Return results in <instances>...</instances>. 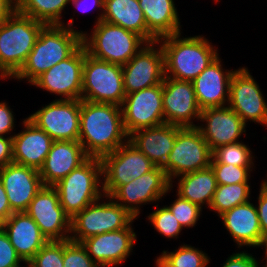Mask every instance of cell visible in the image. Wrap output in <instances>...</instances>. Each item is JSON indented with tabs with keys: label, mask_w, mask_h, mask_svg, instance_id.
Here are the masks:
<instances>
[{
	"label": "cell",
	"mask_w": 267,
	"mask_h": 267,
	"mask_svg": "<svg viewBox=\"0 0 267 267\" xmlns=\"http://www.w3.org/2000/svg\"><path fill=\"white\" fill-rule=\"evenodd\" d=\"M128 140L121 106L81 100L78 141L89 157L101 158Z\"/></svg>",
	"instance_id": "obj_1"
},
{
	"label": "cell",
	"mask_w": 267,
	"mask_h": 267,
	"mask_svg": "<svg viewBox=\"0 0 267 267\" xmlns=\"http://www.w3.org/2000/svg\"><path fill=\"white\" fill-rule=\"evenodd\" d=\"M181 33L158 39L164 54L165 77L193 81L219 56V49L204 35L184 38Z\"/></svg>",
	"instance_id": "obj_2"
},
{
	"label": "cell",
	"mask_w": 267,
	"mask_h": 267,
	"mask_svg": "<svg viewBox=\"0 0 267 267\" xmlns=\"http://www.w3.org/2000/svg\"><path fill=\"white\" fill-rule=\"evenodd\" d=\"M82 45V31L45 25L20 71L12 78L31 85L40 75L70 57Z\"/></svg>",
	"instance_id": "obj_3"
},
{
	"label": "cell",
	"mask_w": 267,
	"mask_h": 267,
	"mask_svg": "<svg viewBox=\"0 0 267 267\" xmlns=\"http://www.w3.org/2000/svg\"><path fill=\"white\" fill-rule=\"evenodd\" d=\"M44 26L17 10L0 24V80H10L20 71Z\"/></svg>",
	"instance_id": "obj_4"
},
{
	"label": "cell",
	"mask_w": 267,
	"mask_h": 267,
	"mask_svg": "<svg viewBox=\"0 0 267 267\" xmlns=\"http://www.w3.org/2000/svg\"><path fill=\"white\" fill-rule=\"evenodd\" d=\"M92 32L82 31V44L94 58L125 65L148 42L136 32L106 21L94 24Z\"/></svg>",
	"instance_id": "obj_5"
},
{
	"label": "cell",
	"mask_w": 267,
	"mask_h": 267,
	"mask_svg": "<svg viewBox=\"0 0 267 267\" xmlns=\"http://www.w3.org/2000/svg\"><path fill=\"white\" fill-rule=\"evenodd\" d=\"M101 178L100 158L89 157L53 186L58 192L61 206L71 219L90 203L103 196Z\"/></svg>",
	"instance_id": "obj_6"
},
{
	"label": "cell",
	"mask_w": 267,
	"mask_h": 267,
	"mask_svg": "<svg viewBox=\"0 0 267 267\" xmlns=\"http://www.w3.org/2000/svg\"><path fill=\"white\" fill-rule=\"evenodd\" d=\"M136 219L110 196L103 194L71 219L69 239L81 243L91 236L124 229Z\"/></svg>",
	"instance_id": "obj_7"
},
{
	"label": "cell",
	"mask_w": 267,
	"mask_h": 267,
	"mask_svg": "<svg viewBox=\"0 0 267 267\" xmlns=\"http://www.w3.org/2000/svg\"><path fill=\"white\" fill-rule=\"evenodd\" d=\"M125 96L122 65L94 58L86 51L81 100L122 106Z\"/></svg>",
	"instance_id": "obj_8"
},
{
	"label": "cell",
	"mask_w": 267,
	"mask_h": 267,
	"mask_svg": "<svg viewBox=\"0 0 267 267\" xmlns=\"http://www.w3.org/2000/svg\"><path fill=\"white\" fill-rule=\"evenodd\" d=\"M212 150L197 127H183L177 134L171 153L161 167L171 185L180 175L210 167Z\"/></svg>",
	"instance_id": "obj_9"
},
{
	"label": "cell",
	"mask_w": 267,
	"mask_h": 267,
	"mask_svg": "<svg viewBox=\"0 0 267 267\" xmlns=\"http://www.w3.org/2000/svg\"><path fill=\"white\" fill-rule=\"evenodd\" d=\"M103 193L110 196L119 186L151 171L155 165L129 140L100 158Z\"/></svg>",
	"instance_id": "obj_10"
},
{
	"label": "cell",
	"mask_w": 267,
	"mask_h": 267,
	"mask_svg": "<svg viewBox=\"0 0 267 267\" xmlns=\"http://www.w3.org/2000/svg\"><path fill=\"white\" fill-rule=\"evenodd\" d=\"M175 187L171 185L165 171L155 166L151 171L119 186L110 197L127 209L134 217L139 218L143 205L160 202L162 197Z\"/></svg>",
	"instance_id": "obj_11"
},
{
	"label": "cell",
	"mask_w": 267,
	"mask_h": 267,
	"mask_svg": "<svg viewBox=\"0 0 267 267\" xmlns=\"http://www.w3.org/2000/svg\"><path fill=\"white\" fill-rule=\"evenodd\" d=\"M81 100H53L27 116L53 141H78Z\"/></svg>",
	"instance_id": "obj_12"
},
{
	"label": "cell",
	"mask_w": 267,
	"mask_h": 267,
	"mask_svg": "<svg viewBox=\"0 0 267 267\" xmlns=\"http://www.w3.org/2000/svg\"><path fill=\"white\" fill-rule=\"evenodd\" d=\"M85 55L82 44L70 57L52 66L31 85L60 96V100H81Z\"/></svg>",
	"instance_id": "obj_13"
},
{
	"label": "cell",
	"mask_w": 267,
	"mask_h": 267,
	"mask_svg": "<svg viewBox=\"0 0 267 267\" xmlns=\"http://www.w3.org/2000/svg\"><path fill=\"white\" fill-rule=\"evenodd\" d=\"M228 106L244 123H258L267 127V101L248 67H239L229 85Z\"/></svg>",
	"instance_id": "obj_14"
},
{
	"label": "cell",
	"mask_w": 267,
	"mask_h": 267,
	"mask_svg": "<svg viewBox=\"0 0 267 267\" xmlns=\"http://www.w3.org/2000/svg\"><path fill=\"white\" fill-rule=\"evenodd\" d=\"M122 72L126 94L163 83L165 78L164 54L158 40L148 42L143 46L122 66Z\"/></svg>",
	"instance_id": "obj_15"
},
{
	"label": "cell",
	"mask_w": 267,
	"mask_h": 267,
	"mask_svg": "<svg viewBox=\"0 0 267 267\" xmlns=\"http://www.w3.org/2000/svg\"><path fill=\"white\" fill-rule=\"evenodd\" d=\"M162 94L163 83L126 94L121 108L128 136L139 129L165 124Z\"/></svg>",
	"instance_id": "obj_16"
},
{
	"label": "cell",
	"mask_w": 267,
	"mask_h": 267,
	"mask_svg": "<svg viewBox=\"0 0 267 267\" xmlns=\"http://www.w3.org/2000/svg\"><path fill=\"white\" fill-rule=\"evenodd\" d=\"M48 241L68 240L71 218L65 213L53 186H43L25 211Z\"/></svg>",
	"instance_id": "obj_17"
},
{
	"label": "cell",
	"mask_w": 267,
	"mask_h": 267,
	"mask_svg": "<svg viewBox=\"0 0 267 267\" xmlns=\"http://www.w3.org/2000/svg\"><path fill=\"white\" fill-rule=\"evenodd\" d=\"M162 103L166 124L182 128L198 126L201 109L196 99L192 81H181L165 77ZM195 121L198 123L195 124Z\"/></svg>",
	"instance_id": "obj_18"
},
{
	"label": "cell",
	"mask_w": 267,
	"mask_h": 267,
	"mask_svg": "<svg viewBox=\"0 0 267 267\" xmlns=\"http://www.w3.org/2000/svg\"><path fill=\"white\" fill-rule=\"evenodd\" d=\"M134 229L130 224L124 229L91 236L81 243L99 267H118L133 252L137 241Z\"/></svg>",
	"instance_id": "obj_19"
},
{
	"label": "cell",
	"mask_w": 267,
	"mask_h": 267,
	"mask_svg": "<svg viewBox=\"0 0 267 267\" xmlns=\"http://www.w3.org/2000/svg\"><path fill=\"white\" fill-rule=\"evenodd\" d=\"M198 124L204 140L212 152L223 145L239 142L246 136V124L229 106L201 110Z\"/></svg>",
	"instance_id": "obj_20"
},
{
	"label": "cell",
	"mask_w": 267,
	"mask_h": 267,
	"mask_svg": "<svg viewBox=\"0 0 267 267\" xmlns=\"http://www.w3.org/2000/svg\"><path fill=\"white\" fill-rule=\"evenodd\" d=\"M0 179L13 212H25L44 186L38 170L14 162L0 168Z\"/></svg>",
	"instance_id": "obj_21"
},
{
	"label": "cell",
	"mask_w": 267,
	"mask_h": 267,
	"mask_svg": "<svg viewBox=\"0 0 267 267\" xmlns=\"http://www.w3.org/2000/svg\"><path fill=\"white\" fill-rule=\"evenodd\" d=\"M218 56L192 82L201 110L228 106L229 85L237 69L225 70Z\"/></svg>",
	"instance_id": "obj_22"
},
{
	"label": "cell",
	"mask_w": 267,
	"mask_h": 267,
	"mask_svg": "<svg viewBox=\"0 0 267 267\" xmlns=\"http://www.w3.org/2000/svg\"><path fill=\"white\" fill-rule=\"evenodd\" d=\"M89 156L79 141H54L39 174L44 186H54Z\"/></svg>",
	"instance_id": "obj_23"
},
{
	"label": "cell",
	"mask_w": 267,
	"mask_h": 267,
	"mask_svg": "<svg viewBox=\"0 0 267 267\" xmlns=\"http://www.w3.org/2000/svg\"><path fill=\"white\" fill-rule=\"evenodd\" d=\"M21 124L23 131L12 137L13 162L39 171L54 141L28 118Z\"/></svg>",
	"instance_id": "obj_24"
},
{
	"label": "cell",
	"mask_w": 267,
	"mask_h": 267,
	"mask_svg": "<svg viewBox=\"0 0 267 267\" xmlns=\"http://www.w3.org/2000/svg\"><path fill=\"white\" fill-rule=\"evenodd\" d=\"M237 248L263 247V235L256 207L253 203L237 205L219 216Z\"/></svg>",
	"instance_id": "obj_25"
},
{
	"label": "cell",
	"mask_w": 267,
	"mask_h": 267,
	"mask_svg": "<svg viewBox=\"0 0 267 267\" xmlns=\"http://www.w3.org/2000/svg\"><path fill=\"white\" fill-rule=\"evenodd\" d=\"M2 228L25 264L48 242L36 222L26 212H14L2 223Z\"/></svg>",
	"instance_id": "obj_26"
},
{
	"label": "cell",
	"mask_w": 267,
	"mask_h": 267,
	"mask_svg": "<svg viewBox=\"0 0 267 267\" xmlns=\"http://www.w3.org/2000/svg\"><path fill=\"white\" fill-rule=\"evenodd\" d=\"M182 127L163 124L139 129L129 136L133 143L157 167H162L175 143L176 134Z\"/></svg>",
	"instance_id": "obj_27"
},
{
	"label": "cell",
	"mask_w": 267,
	"mask_h": 267,
	"mask_svg": "<svg viewBox=\"0 0 267 267\" xmlns=\"http://www.w3.org/2000/svg\"><path fill=\"white\" fill-rule=\"evenodd\" d=\"M102 20L136 32L147 42L158 40L147 29L138 0H104Z\"/></svg>",
	"instance_id": "obj_28"
},
{
	"label": "cell",
	"mask_w": 267,
	"mask_h": 267,
	"mask_svg": "<svg viewBox=\"0 0 267 267\" xmlns=\"http://www.w3.org/2000/svg\"><path fill=\"white\" fill-rule=\"evenodd\" d=\"M147 29L157 38L182 32L174 0H138Z\"/></svg>",
	"instance_id": "obj_29"
},
{
	"label": "cell",
	"mask_w": 267,
	"mask_h": 267,
	"mask_svg": "<svg viewBox=\"0 0 267 267\" xmlns=\"http://www.w3.org/2000/svg\"><path fill=\"white\" fill-rule=\"evenodd\" d=\"M175 179L178 182L175 183L177 184L176 193L178 195L201 208L208 207L209 209L217 188L215 173L211 166L180 175Z\"/></svg>",
	"instance_id": "obj_30"
},
{
	"label": "cell",
	"mask_w": 267,
	"mask_h": 267,
	"mask_svg": "<svg viewBox=\"0 0 267 267\" xmlns=\"http://www.w3.org/2000/svg\"><path fill=\"white\" fill-rule=\"evenodd\" d=\"M70 2L71 0H16V10L45 25H62L75 29L73 17L65 23L62 16Z\"/></svg>",
	"instance_id": "obj_31"
},
{
	"label": "cell",
	"mask_w": 267,
	"mask_h": 267,
	"mask_svg": "<svg viewBox=\"0 0 267 267\" xmlns=\"http://www.w3.org/2000/svg\"><path fill=\"white\" fill-rule=\"evenodd\" d=\"M251 183H235L229 185H217L209 206L210 211L217 213L218 217L237 205L251 200Z\"/></svg>",
	"instance_id": "obj_32"
},
{
	"label": "cell",
	"mask_w": 267,
	"mask_h": 267,
	"mask_svg": "<svg viewBox=\"0 0 267 267\" xmlns=\"http://www.w3.org/2000/svg\"><path fill=\"white\" fill-rule=\"evenodd\" d=\"M160 256L171 267H208L211 260L204 251L185 243L170 252L163 250Z\"/></svg>",
	"instance_id": "obj_33"
},
{
	"label": "cell",
	"mask_w": 267,
	"mask_h": 267,
	"mask_svg": "<svg viewBox=\"0 0 267 267\" xmlns=\"http://www.w3.org/2000/svg\"><path fill=\"white\" fill-rule=\"evenodd\" d=\"M253 152L244 142L239 141L232 144H226L216 148L212 152L211 163L232 164L239 167L254 166Z\"/></svg>",
	"instance_id": "obj_34"
},
{
	"label": "cell",
	"mask_w": 267,
	"mask_h": 267,
	"mask_svg": "<svg viewBox=\"0 0 267 267\" xmlns=\"http://www.w3.org/2000/svg\"><path fill=\"white\" fill-rule=\"evenodd\" d=\"M158 206L159 204L157 203L155 205L156 209L146 216L148 217L147 220L160 235L169 239H178L179 234L181 235V231L184 230L183 227L166 205Z\"/></svg>",
	"instance_id": "obj_35"
},
{
	"label": "cell",
	"mask_w": 267,
	"mask_h": 267,
	"mask_svg": "<svg viewBox=\"0 0 267 267\" xmlns=\"http://www.w3.org/2000/svg\"><path fill=\"white\" fill-rule=\"evenodd\" d=\"M176 196L177 198L172 201L169 206H166L171 210L176 220L179 221L183 229H190L197 226L196 224L199 221L203 208H201L197 204L191 203L185 198H182L178 194H176Z\"/></svg>",
	"instance_id": "obj_36"
},
{
	"label": "cell",
	"mask_w": 267,
	"mask_h": 267,
	"mask_svg": "<svg viewBox=\"0 0 267 267\" xmlns=\"http://www.w3.org/2000/svg\"><path fill=\"white\" fill-rule=\"evenodd\" d=\"M26 267H64L63 241H48Z\"/></svg>",
	"instance_id": "obj_37"
},
{
	"label": "cell",
	"mask_w": 267,
	"mask_h": 267,
	"mask_svg": "<svg viewBox=\"0 0 267 267\" xmlns=\"http://www.w3.org/2000/svg\"><path fill=\"white\" fill-rule=\"evenodd\" d=\"M214 170L217 185H229L235 183H249L250 172H253L254 167H239L232 164L211 163Z\"/></svg>",
	"instance_id": "obj_38"
},
{
	"label": "cell",
	"mask_w": 267,
	"mask_h": 267,
	"mask_svg": "<svg viewBox=\"0 0 267 267\" xmlns=\"http://www.w3.org/2000/svg\"><path fill=\"white\" fill-rule=\"evenodd\" d=\"M63 266L64 267H99L88 255L82 243L63 241Z\"/></svg>",
	"instance_id": "obj_39"
},
{
	"label": "cell",
	"mask_w": 267,
	"mask_h": 267,
	"mask_svg": "<svg viewBox=\"0 0 267 267\" xmlns=\"http://www.w3.org/2000/svg\"><path fill=\"white\" fill-rule=\"evenodd\" d=\"M22 263L24 264L10 243L8 235L0 228V267H22Z\"/></svg>",
	"instance_id": "obj_40"
},
{
	"label": "cell",
	"mask_w": 267,
	"mask_h": 267,
	"mask_svg": "<svg viewBox=\"0 0 267 267\" xmlns=\"http://www.w3.org/2000/svg\"><path fill=\"white\" fill-rule=\"evenodd\" d=\"M8 104L9 103H6V101H0V136L6 137L7 135V137H13V135L15 134V132L13 133V130L16 126L14 118L15 113Z\"/></svg>",
	"instance_id": "obj_41"
},
{
	"label": "cell",
	"mask_w": 267,
	"mask_h": 267,
	"mask_svg": "<svg viewBox=\"0 0 267 267\" xmlns=\"http://www.w3.org/2000/svg\"><path fill=\"white\" fill-rule=\"evenodd\" d=\"M260 263H263V261L258 262L254 255L244 250L232 253V255L223 262L222 267H261L262 265H259Z\"/></svg>",
	"instance_id": "obj_42"
},
{
	"label": "cell",
	"mask_w": 267,
	"mask_h": 267,
	"mask_svg": "<svg viewBox=\"0 0 267 267\" xmlns=\"http://www.w3.org/2000/svg\"><path fill=\"white\" fill-rule=\"evenodd\" d=\"M257 197L258 204H256L255 207L260 220L264 245L267 243V189L262 184H260L259 194Z\"/></svg>",
	"instance_id": "obj_43"
},
{
	"label": "cell",
	"mask_w": 267,
	"mask_h": 267,
	"mask_svg": "<svg viewBox=\"0 0 267 267\" xmlns=\"http://www.w3.org/2000/svg\"><path fill=\"white\" fill-rule=\"evenodd\" d=\"M71 4L75 9H78L79 12L81 11L83 14L97 8L100 13H98V16L95 18L97 20H95L94 23L97 24L102 21L104 0H71L70 5Z\"/></svg>",
	"instance_id": "obj_44"
},
{
	"label": "cell",
	"mask_w": 267,
	"mask_h": 267,
	"mask_svg": "<svg viewBox=\"0 0 267 267\" xmlns=\"http://www.w3.org/2000/svg\"><path fill=\"white\" fill-rule=\"evenodd\" d=\"M13 162L12 137L0 136V168Z\"/></svg>",
	"instance_id": "obj_45"
},
{
	"label": "cell",
	"mask_w": 267,
	"mask_h": 267,
	"mask_svg": "<svg viewBox=\"0 0 267 267\" xmlns=\"http://www.w3.org/2000/svg\"><path fill=\"white\" fill-rule=\"evenodd\" d=\"M13 213L3 183L0 179V222H5Z\"/></svg>",
	"instance_id": "obj_46"
},
{
	"label": "cell",
	"mask_w": 267,
	"mask_h": 267,
	"mask_svg": "<svg viewBox=\"0 0 267 267\" xmlns=\"http://www.w3.org/2000/svg\"><path fill=\"white\" fill-rule=\"evenodd\" d=\"M16 10V0H0V24Z\"/></svg>",
	"instance_id": "obj_47"
},
{
	"label": "cell",
	"mask_w": 267,
	"mask_h": 267,
	"mask_svg": "<svg viewBox=\"0 0 267 267\" xmlns=\"http://www.w3.org/2000/svg\"><path fill=\"white\" fill-rule=\"evenodd\" d=\"M154 262L156 267H171L161 256H157Z\"/></svg>",
	"instance_id": "obj_48"
},
{
	"label": "cell",
	"mask_w": 267,
	"mask_h": 267,
	"mask_svg": "<svg viewBox=\"0 0 267 267\" xmlns=\"http://www.w3.org/2000/svg\"><path fill=\"white\" fill-rule=\"evenodd\" d=\"M263 250L265 251V252H263L265 255V257L263 258V260H260V261H264L265 260V262L263 263L264 265V267H267V243H265L264 245H263Z\"/></svg>",
	"instance_id": "obj_49"
},
{
	"label": "cell",
	"mask_w": 267,
	"mask_h": 267,
	"mask_svg": "<svg viewBox=\"0 0 267 267\" xmlns=\"http://www.w3.org/2000/svg\"><path fill=\"white\" fill-rule=\"evenodd\" d=\"M267 177V176H266ZM261 184L267 189V178L264 179Z\"/></svg>",
	"instance_id": "obj_50"
}]
</instances>
